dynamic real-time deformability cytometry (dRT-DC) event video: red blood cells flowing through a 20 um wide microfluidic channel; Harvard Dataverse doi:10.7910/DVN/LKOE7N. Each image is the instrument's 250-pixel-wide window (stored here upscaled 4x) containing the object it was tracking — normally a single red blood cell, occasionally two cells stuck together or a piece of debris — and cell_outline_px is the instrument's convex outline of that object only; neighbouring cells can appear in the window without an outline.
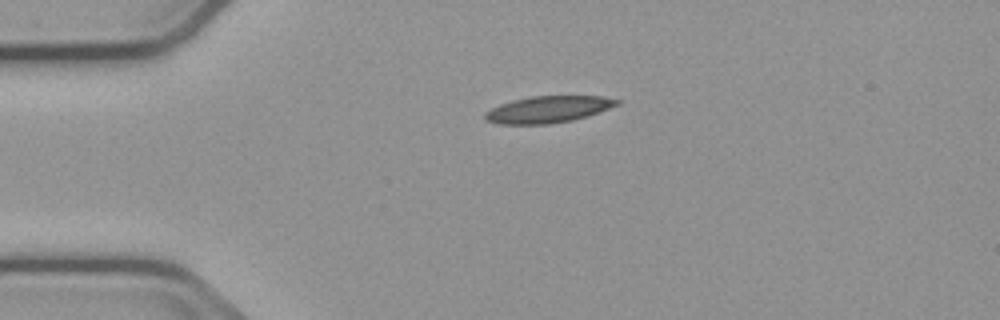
{"species": "common noctule bat (a hibernating species)", "species_latin": "Nyctalus noctula", "temperature_condition": "cold", "stored_images_in_passage": 2, "camera_frame_rate_fps": 3000, "um_per_image_px": 0.085, "animal": {"sex": "male", "body_mass_g": 23.1, "forearm_length_mm": 52.7}, "frame": {"image": 1, "passage_image": 1, "time_ms": 0.0, "image_size_px": [1000, 320], "cell_outline_px": [[620, 104], [588, 116], [572, 120], [548, 124], [496, 124], [484, 120], [484, 112], [500, 104], [512, 100], [532, 96], [604, 96], [620, 100]], "centroid_in_image_um": [46.57, 9.3], "position_along_channel_um": 38.4, "area_um2": 20.63}}